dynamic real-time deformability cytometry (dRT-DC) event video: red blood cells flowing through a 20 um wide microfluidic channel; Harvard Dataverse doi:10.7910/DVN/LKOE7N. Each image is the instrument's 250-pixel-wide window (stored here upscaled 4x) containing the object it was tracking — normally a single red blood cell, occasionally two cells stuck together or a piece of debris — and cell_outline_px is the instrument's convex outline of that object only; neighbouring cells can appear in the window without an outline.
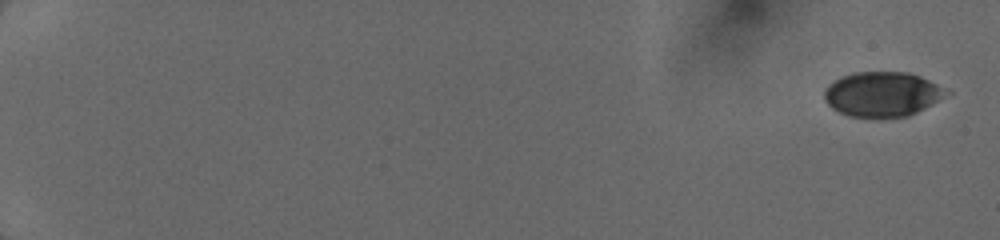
{"species": "human", "species_latin": "Homo sapiens", "temperature_condition": "cold", "stored_images_in_passage": 46, "segment_of_instrument_passage": [1, 2], "camera_frame_rate_fps": 3000, "um_per_image_px": 0.085, "donor": {"sex": "female"}, "frame": {"image": 1, "passage_image": 1, "time_ms": 0.0, "image_size_px": [1000, 240], "cell_outline_px": [[952, 92], [924, 108], [908, 116], [848, 116], [832, 108], [824, 100], [824, 88], [828, 84], [840, 76], [856, 72], [908, 72], [920, 76], [948, 88]], "centroid_in_image_um": [75.0, 7.98], "position_along_channel_um": 10.0, "area_um2": 31.79}}
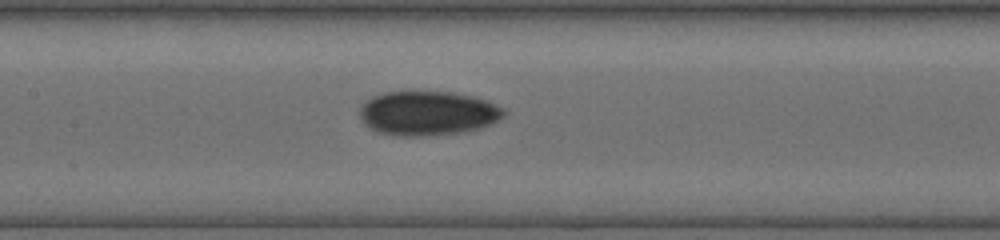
{"frame": {"image": 2, "passage_image": 25, "time_ms": 9.0, "image_size_px": [1000, 240], "cell_outline_px": [[504, 116], [480, 128], [460, 132], [428, 136], [392, 136], [376, 132], [364, 124], [360, 120], [360, 104], [372, 96], [384, 92], [452, 92], [472, 96], [488, 100], [504, 108]], "centroid_in_image_um": [36.3, 9.63], "position_along_channel_um": 171.1, "area_um2": 37.45}}
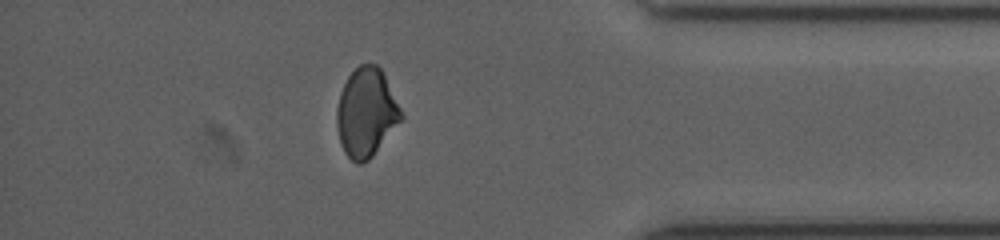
{"frame": {"image": 3, "passage_image": 41, "time_ms": 15.0, "image_size_px": [1000, 240], "cell_outline_px": [[404, 116], [372, 156], [368, 160], [360, 164], [356, 164], [344, 152], [340, 144], [336, 124], [336, 108], [340, 92], [348, 76], [360, 64], [376, 64], [380, 68]], "centroid_in_image_um": [31.09, 9.58], "position_along_channel_um": 404.1, "area_um2": 32.89}}